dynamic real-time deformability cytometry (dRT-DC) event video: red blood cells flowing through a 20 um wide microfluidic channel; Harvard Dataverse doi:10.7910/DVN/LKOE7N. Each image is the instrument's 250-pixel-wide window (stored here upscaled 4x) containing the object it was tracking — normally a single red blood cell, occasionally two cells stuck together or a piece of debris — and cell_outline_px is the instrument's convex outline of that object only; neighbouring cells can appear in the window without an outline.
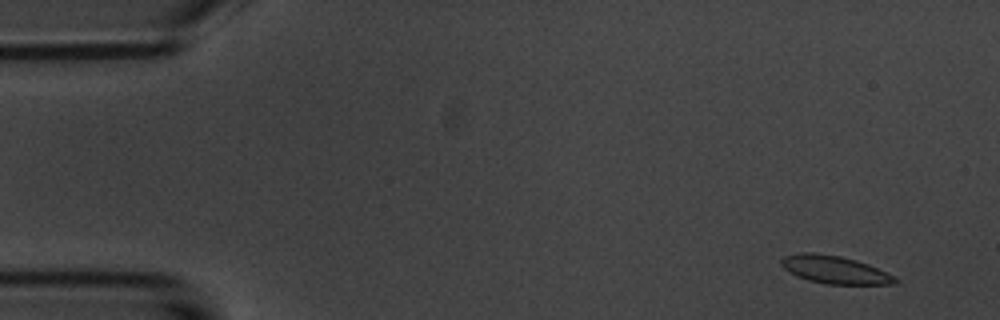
{"species": "common noctule bat (a hibernating species)", "species_latin": "Nyctalus noctula", "temperature_condition": "room temperature", "stored_images_in_passage": 14, "camera_frame_rate_fps": 3000, "um_per_image_px": 0.085, "animal": {"sex": "male", "body_mass_g": 20.1, "forearm_length_mm": 53.5}, "frame": {"image": 1, "passage_image": 1, "time_ms": 0.0, "image_size_px": [1000, 320], "cell_outline_px": [[900, 280], [896, 284], [828, 284], [808, 280], [796, 276], [788, 272], [780, 264], [780, 260], [784, 256], [800, 252], [812, 252], [840, 256], [856, 260], [868, 264]], "centroid_in_image_um": [70.89, 22.92], "position_along_channel_um": 14.1, "area_um2": 18.38}}
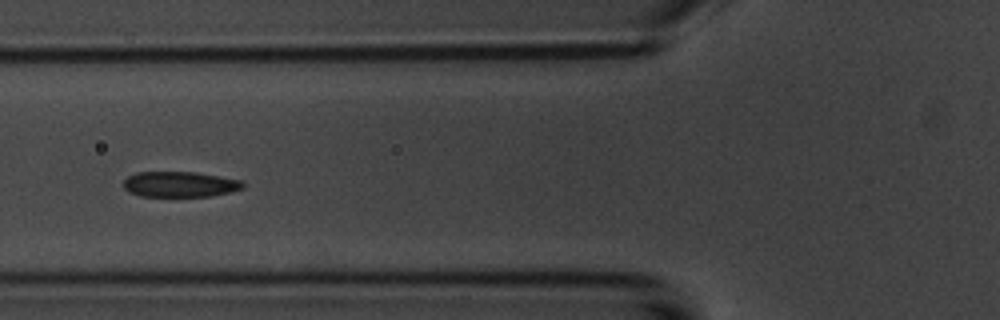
{"frame": {"image": 2, "passage_image": 5, "time_ms": 5.667, "image_size_px": [1000, 320], "cell_outline_px": [[244, 188], [212, 196], [140, 196], [128, 192], [124, 188], [124, 180], [128, 176], [136, 172], [196, 172], [240, 180], [244, 184]], "centroid_in_image_um": [15.26, 15.66], "position_along_channel_um": 110.5, "area_um2": 17.69}}
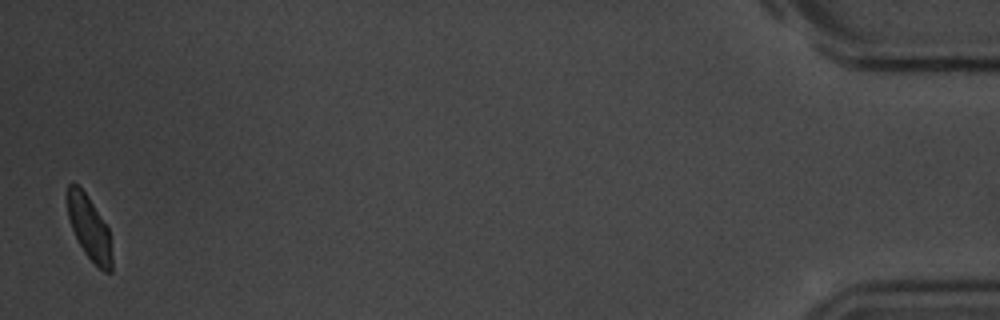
{"frame": {"image": 3, "passage_image": 14, "time_ms": 17.0, "image_size_px": [1000, 320], "cell_outline_px": [[112, 272], [104, 272], [84, 252], [72, 228], [68, 216], [68, 184], [76, 184], [88, 196], [108, 228], [112, 256]], "centroid_in_image_um": [7.61, 19.4], "position_along_channel_um": 427.6, "area_um2": 16.07}, "authors_computed_cell_mechanics": {"area_um2": 18.2359, "velocity_mm_per_s": 3.5978, "shape_relaxation_time_tau1_ms": 1.3618, "shape_relaxation_time_tau2_ms": null, "deformation_change_tau1": 0.0808, "deformation_change_tau2": null}}